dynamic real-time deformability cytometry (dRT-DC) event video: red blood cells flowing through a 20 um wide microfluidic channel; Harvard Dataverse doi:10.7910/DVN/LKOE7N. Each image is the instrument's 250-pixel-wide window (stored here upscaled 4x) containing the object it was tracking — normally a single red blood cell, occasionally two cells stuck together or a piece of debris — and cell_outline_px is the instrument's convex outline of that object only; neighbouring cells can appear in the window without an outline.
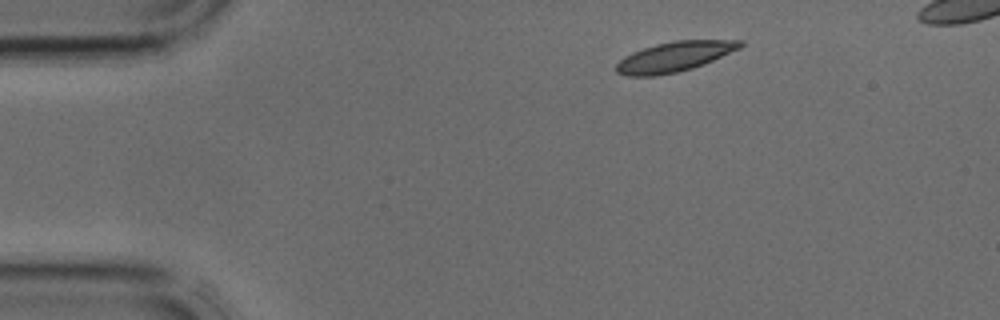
{"species": "common noctule bat (a hibernating species)", "species_latin": "Nyctalus noctula", "temperature_condition": "cold", "stored_images_in_passage": 3, "camera_frame_rate_fps": 3000, "um_per_image_px": 0.085, "animal": {"sex": "male", "body_mass_g": 17.9, "forearm_length_mm": 54.2}, "frame": {"image": 1, "passage_image": 1, "time_ms": 0.0, "image_size_px": [1000, 320], "cell_outline_px": [[744, 44], [740, 48], [704, 64], [692, 68], [676, 72], [656, 76], [628, 76], [616, 72], [616, 64], [624, 56], [632, 52], [656, 44], [676, 40], [744, 40]], "centroid_in_image_um": [57.32, 4.82], "position_along_channel_um": 27.7, "area_um2": 21.56}}